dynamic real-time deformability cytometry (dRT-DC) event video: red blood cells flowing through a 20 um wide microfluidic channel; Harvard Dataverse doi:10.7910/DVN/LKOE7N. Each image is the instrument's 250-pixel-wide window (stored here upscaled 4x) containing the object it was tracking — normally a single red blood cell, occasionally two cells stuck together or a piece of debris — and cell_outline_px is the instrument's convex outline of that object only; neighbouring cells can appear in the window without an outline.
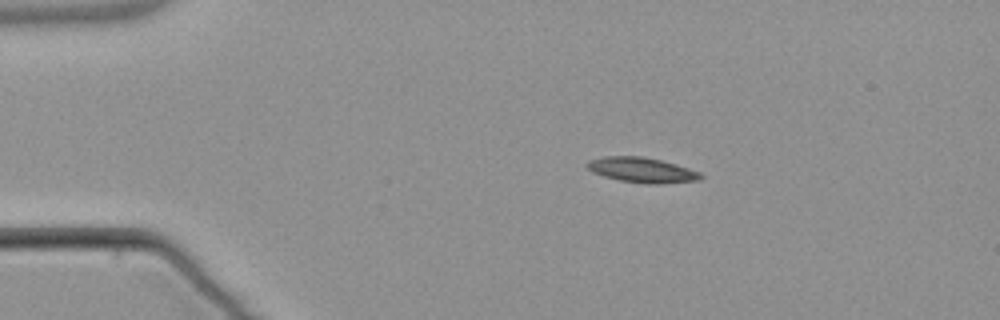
{"species": "common noctule bat (a hibernating species)", "species_latin": "Nyctalus noctula", "temperature_condition": "warm", "stored_images_in_passage": 2, "camera_frame_rate_fps": 3000, "um_per_image_px": 0.085, "animal": {"sex": "male", "body_mass_g": 21.5, "forearm_length_mm": 52.0}, "frame": {"image": 1, "passage_image": 1, "time_ms": 0.0, "image_size_px": [1000, 320], "cell_outline_px": [[704, 176], [700, 180], [660, 184], [644, 184], [620, 180], [604, 176], [592, 172], [584, 164], [588, 160], [604, 156], [640, 156], [660, 160], [676, 164], [700, 172]], "centroid_in_image_um": [54.55, 14.45], "position_along_channel_um": 30.4, "area_um2": 16.7}}